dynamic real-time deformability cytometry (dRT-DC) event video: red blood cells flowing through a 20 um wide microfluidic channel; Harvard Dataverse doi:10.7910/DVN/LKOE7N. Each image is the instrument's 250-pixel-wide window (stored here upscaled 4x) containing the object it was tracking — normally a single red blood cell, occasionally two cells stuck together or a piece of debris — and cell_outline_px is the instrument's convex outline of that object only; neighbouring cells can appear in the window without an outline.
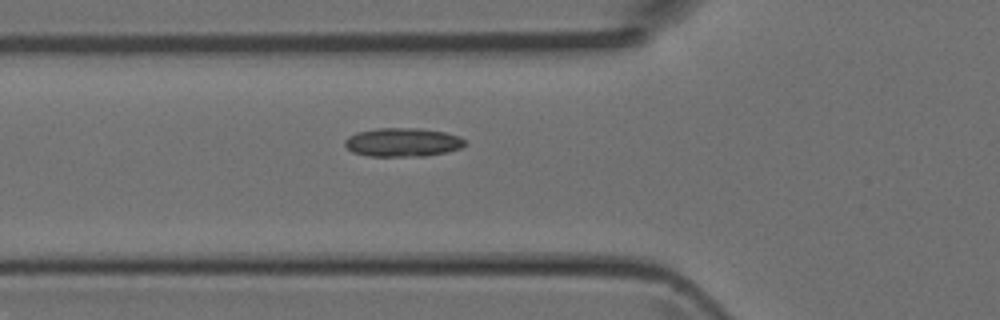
{"species": "Egyptian fruit bat (a non-hibernating species)", "species_latin": "Rousettus aegyptiacus", "temperature_condition": "room temperature", "stored_images_in_passage": 4, "camera_frame_rate_fps": 3000, "um_per_image_px": 0.085, "animal": {"sex": "female"}, "frame": {"image": 1, "passage_image": 4, "time_ms": 1.0, "image_size_px": [1000, 320], "cell_outline_px": [[468, 144], [460, 148], [444, 152], [424, 156], [368, 156], [352, 152], [344, 144], [344, 140], [348, 136], [356, 132], [376, 128], [420, 128], [444, 132], [460, 136], [468, 140]], "centroid_in_image_um": [34.24, 12.08], "position_along_channel_um": 91.6, "area_um2": 20.29}}